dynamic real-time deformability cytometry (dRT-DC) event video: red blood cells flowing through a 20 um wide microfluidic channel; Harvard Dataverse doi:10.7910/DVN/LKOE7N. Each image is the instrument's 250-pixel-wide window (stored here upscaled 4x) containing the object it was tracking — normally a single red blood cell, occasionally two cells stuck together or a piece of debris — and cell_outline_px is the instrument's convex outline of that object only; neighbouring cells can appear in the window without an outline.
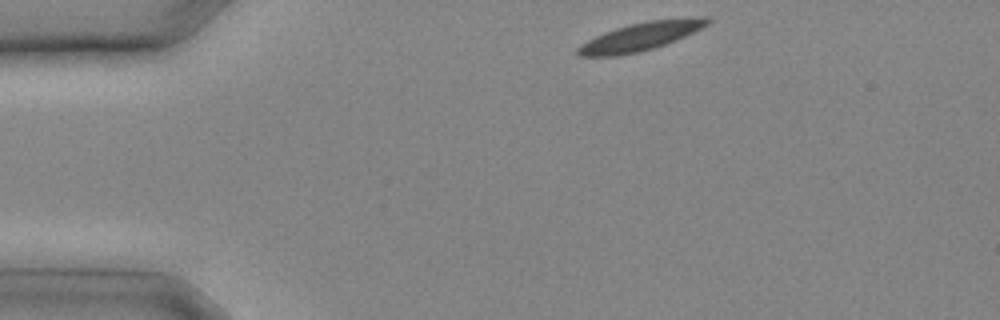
{"species": "common noctule bat (a hibernating species)", "species_latin": "Nyctalus noctula", "temperature_condition": "cold", "stored_images_in_passage": 6, "camera_frame_rate_fps": 3000, "um_per_image_px": 0.085, "animal": {"sex": "male", "body_mass_g": 20.4}, "frame": {"image": 1, "passage_image": 1, "time_ms": 0.0, "image_size_px": [1000, 320], "cell_outline_px": [[712, 20], [708, 24], [676, 40], [640, 52], [616, 56], [576, 56], [576, 48], [580, 44], [604, 32], [628, 24], [648, 20], [692, 16], [712, 16]], "centroid_in_image_um": [54.47, 3.08], "position_along_channel_um": 30.5, "area_um2": 21.56}}
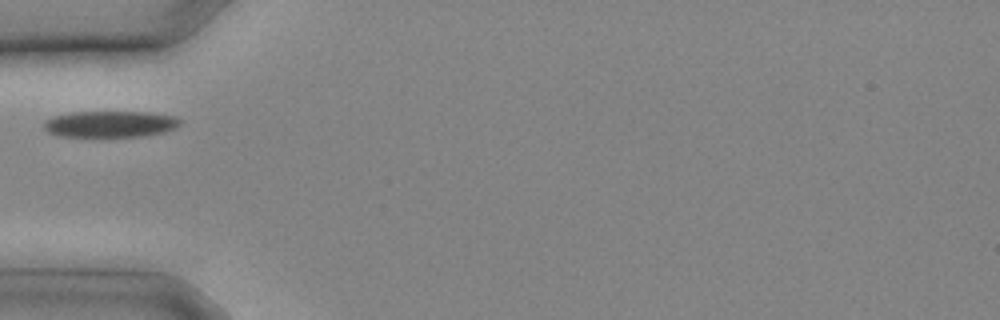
{"frame": {"image": 2, "passage_image": 5, "time_ms": 1.333, "image_size_px": [1000, 320], "cell_outline_px": [[180, 124], [176, 128], [164, 132], [148, 136], [92, 140], [56, 136], [48, 132], [44, 128], [44, 120], [52, 116], [72, 112], [148, 112], [176, 116], [180, 120]], "centroid_in_image_um": [9.31, 10.61], "position_along_channel_um": 75.7, "area_um2": 22.37}}